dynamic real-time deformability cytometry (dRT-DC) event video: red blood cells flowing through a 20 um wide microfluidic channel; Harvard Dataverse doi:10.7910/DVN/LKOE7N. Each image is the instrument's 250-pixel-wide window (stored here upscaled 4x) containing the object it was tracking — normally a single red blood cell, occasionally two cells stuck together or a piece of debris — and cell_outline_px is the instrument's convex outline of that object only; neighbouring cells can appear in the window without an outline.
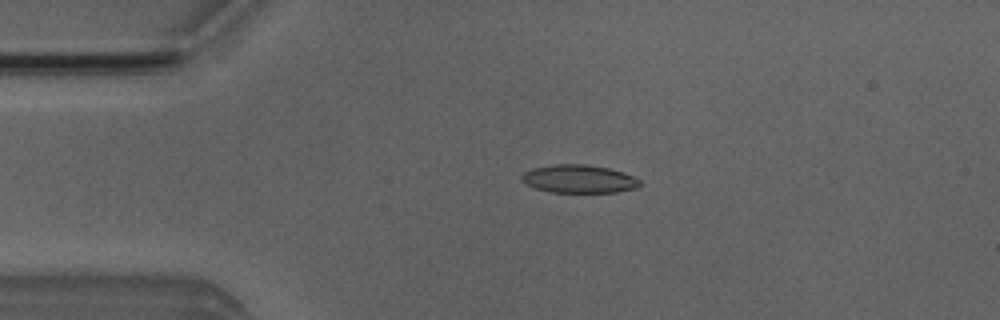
{"species": "Egyptian fruit bat (a non-hibernating species)", "species_latin": "Rousettus aegyptiacus", "temperature_condition": "room temperature", "stored_images_in_passage": 3, "camera_frame_rate_fps": 3000, "um_per_image_px": 0.085, "animal": {"sex": "male"}, "frame": {"image": 1, "passage_image": 1, "time_ms": 0.0, "image_size_px": [1000, 320], "cell_outline_px": [[644, 184], [636, 188], [616, 192], [552, 192], [536, 188], [524, 184], [520, 176], [524, 172], [532, 168], [552, 164], [584, 164], [608, 168], [624, 172], [640, 180]], "centroid_in_image_um": [49.21, 15.2], "position_along_channel_um": 35.8, "area_um2": 19.48}}